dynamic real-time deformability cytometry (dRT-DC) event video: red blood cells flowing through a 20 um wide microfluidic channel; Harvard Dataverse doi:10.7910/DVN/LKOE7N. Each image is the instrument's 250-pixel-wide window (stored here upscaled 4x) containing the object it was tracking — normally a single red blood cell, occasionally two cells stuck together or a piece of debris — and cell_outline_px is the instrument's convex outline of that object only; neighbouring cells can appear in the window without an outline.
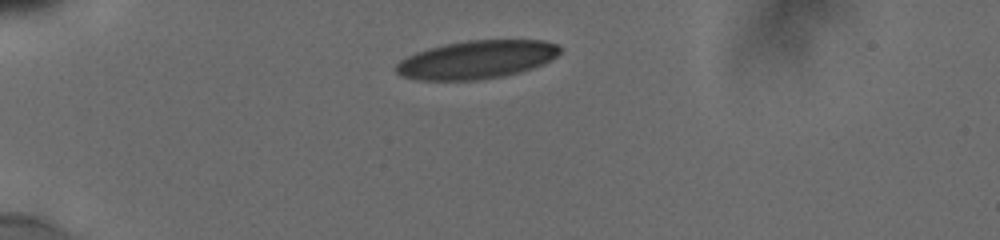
{"species": "human", "species_latin": "Homo sapiens", "temperature_condition": "cold", "stored_images_in_passage": 2, "camera_frame_rate_fps": 3000, "um_per_image_px": 0.085, "donor": {"sex": "male"}, "frame": {"image": 1, "passage_image": 1, "time_ms": 0.0, "image_size_px": [1000, 240], "cell_outline_px": [[560, 52], [552, 60], [544, 64], [520, 72], [504, 76], [476, 80], [420, 80], [400, 76], [396, 72], [396, 64], [400, 60], [416, 52], [428, 48], [444, 44], [468, 40], [544, 40], [556, 44], [560, 48]], "centroid_in_image_um": [40.51, 5.07], "position_along_channel_um": 44.5, "area_um2": 36.59}}